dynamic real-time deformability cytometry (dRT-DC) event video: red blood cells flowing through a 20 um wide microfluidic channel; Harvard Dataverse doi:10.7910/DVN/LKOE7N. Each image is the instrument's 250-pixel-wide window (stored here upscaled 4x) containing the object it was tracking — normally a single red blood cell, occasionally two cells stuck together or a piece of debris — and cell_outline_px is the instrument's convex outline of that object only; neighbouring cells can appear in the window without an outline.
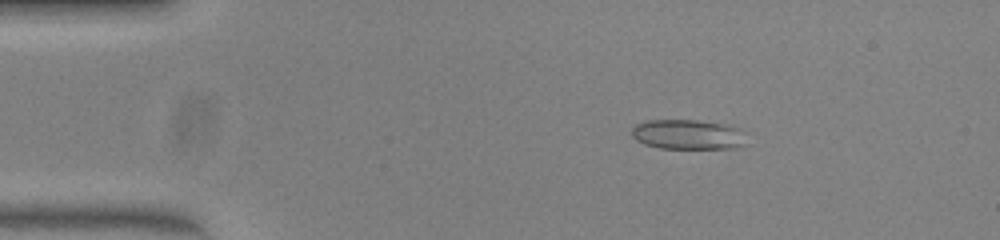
{"species": "common noctule bat (a hibernating species)", "species_latin": "Nyctalus noctula", "temperature_condition": "warm", "stored_images_in_passage": 50, "camera_frame_rate_fps": 3000, "um_per_image_px": 0.085, "animal": {"sex": "female", "body_mass_g": 23.0, "forearm_length_mm": 53.4}, "frame": {"image": 1, "passage_image": 8, "time_ms": 2.333, "image_size_px": [1000, 240], "cell_outline_px": [[748, 144], [736, 148], [660, 148], [644, 144], [636, 140], [632, 136], [632, 128], [636, 124], [644, 120], [696, 120], [732, 124], [748, 132]], "centroid_in_image_um": [58.59, 11.42], "position_along_channel_um": 26.4, "area_um2": 20.69}}
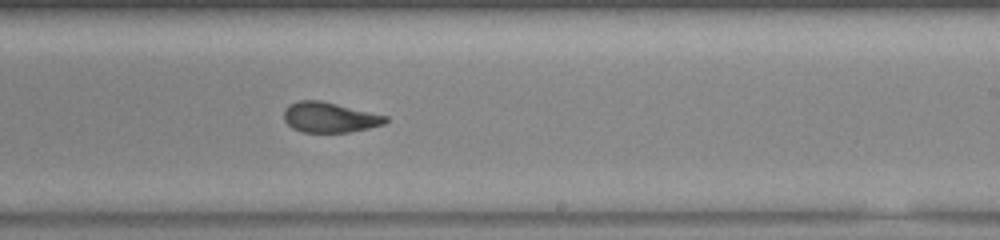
{"frame": {"image": 2, "passage_image": 30, "time_ms": 9.667, "image_size_px": [1000, 240], "cell_outline_px": [[388, 120], [384, 124], [368, 128], [348, 132], [304, 132], [292, 128], [284, 120], [284, 108], [288, 104], [300, 100], [320, 100], [388, 116]], "centroid_in_image_um": [27.99, 9.97], "position_along_channel_um": 261.0, "area_um2": 17.86}}
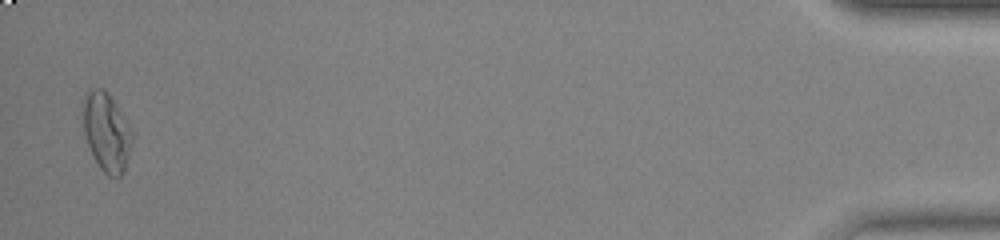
{"frame": {"image": 3, "passage_image": 49, "time_ms": 16.0, "image_size_px": [1000, 240], "cell_outline_px": [[132, 140], [124, 172], [120, 176], [108, 176], [100, 168], [88, 144], [84, 132], [80, 112], [80, 100], [84, 92], [88, 88], [104, 88], [116, 104], [132, 128]], "centroid_in_image_um": [9.0, 11.12], "position_along_channel_um": 426.2, "area_um2": 23.0}, "authors_computed_cell_mechanics": {"area_um2": 19.3919, "velocity_mm_per_s": 4.0726, "shape_relaxation_time_tau1_ms": 4.2967, "shape_relaxation_time_tau2_ms": 1.4315, "deformation_change_tau1": 0.1813, "deformation_change_tau2": 0.0832}}